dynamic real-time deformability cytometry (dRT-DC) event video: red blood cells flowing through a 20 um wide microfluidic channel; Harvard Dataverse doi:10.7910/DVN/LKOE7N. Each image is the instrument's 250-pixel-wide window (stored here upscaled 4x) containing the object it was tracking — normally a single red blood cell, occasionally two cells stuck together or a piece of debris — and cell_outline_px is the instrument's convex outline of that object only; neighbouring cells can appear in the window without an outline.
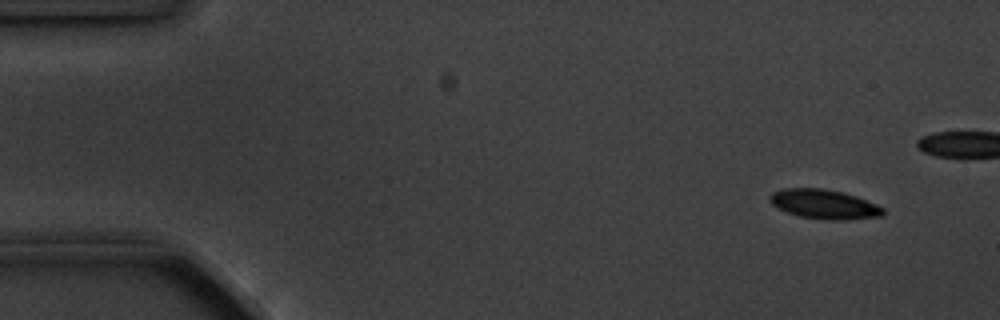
{"species": "common noctule bat (a hibernating species)", "species_latin": "Nyctalus noctula", "temperature_condition": "cold", "stored_images_in_passage": 5, "camera_frame_rate_fps": 3000, "um_per_image_px": 0.085, "animal": {"sex": "male", "body_mass_g": 20.1, "forearm_length_mm": 53.5}, "frame": {"image": 1, "passage_image": 1, "time_ms": 0.0, "image_size_px": [1000, 320], "cell_outline_px": [[884, 216], [840, 220], [828, 220], [800, 216], [788, 212], [772, 204], [768, 196], [772, 192], [784, 188], [824, 188], [844, 192], [856, 196], [876, 204], [884, 208]], "centroid_in_image_um": [70.07, 17.34], "position_along_channel_um": 14.9, "area_um2": 19.36}}